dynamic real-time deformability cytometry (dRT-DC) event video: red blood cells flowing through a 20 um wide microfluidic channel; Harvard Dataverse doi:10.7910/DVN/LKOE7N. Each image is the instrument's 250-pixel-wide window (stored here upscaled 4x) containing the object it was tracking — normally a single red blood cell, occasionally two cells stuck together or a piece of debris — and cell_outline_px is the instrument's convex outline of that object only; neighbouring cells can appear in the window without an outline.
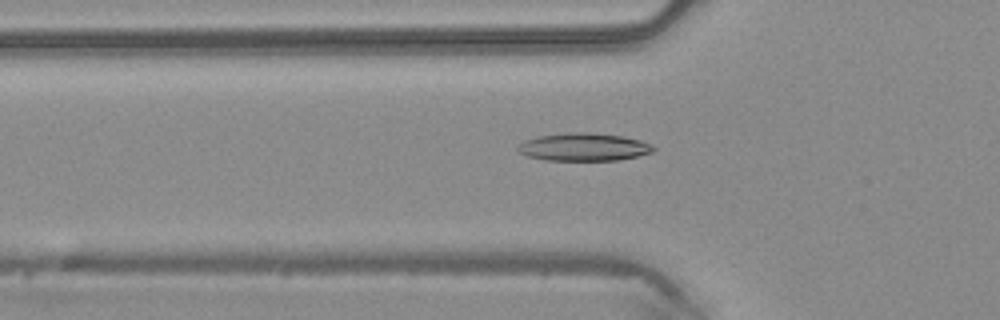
{"species": "common noctule bat (a hibernating species)", "species_latin": "Nyctalus noctula", "temperature_condition": "warm", "stored_images_in_passage": 49, "segment_of_instrument_passage": [1, 2], "camera_frame_rate_fps": 3000, "um_per_image_px": 0.085, "animal": {"sex": "male", "body_mass_g": 20.4}, "frame": {"image": 1, "passage_image": 16, "time_ms": 5.0, "image_size_px": [1000, 320], "cell_outline_px": [[656, 148], [652, 152], [620, 160], [544, 160], [528, 156], [520, 152], [516, 148], [524, 140], [540, 136], [568, 132], [592, 132], [624, 136], [640, 140], [652, 144]], "centroid_in_image_um": [49.64, 12.49], "position_along_channel_um": 76.2, "area_um2": 22.02}}
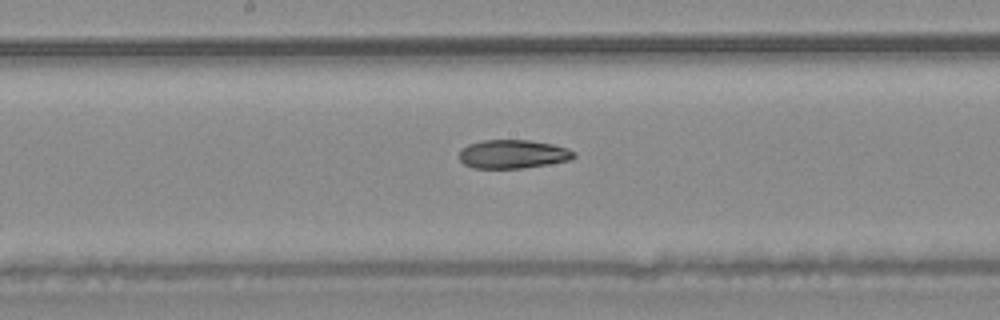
{"frame": {"image": 2, "passage_image": 25, "time_ms": 8.0, "image_size_px": [1000, 320], "cell_outline_px": [[576, 156], [572, 160], [524, 168], [472, 168], [464, 164], [460, 160], [460, 148], [468, 144], [484, 140], [528, 140], [552, 144], [568, 148], [576, 152]], "centroid_in_image_um": [43.62, 13.1], "position_along_channel_um": 204.6, "area_um2": 19.31}}
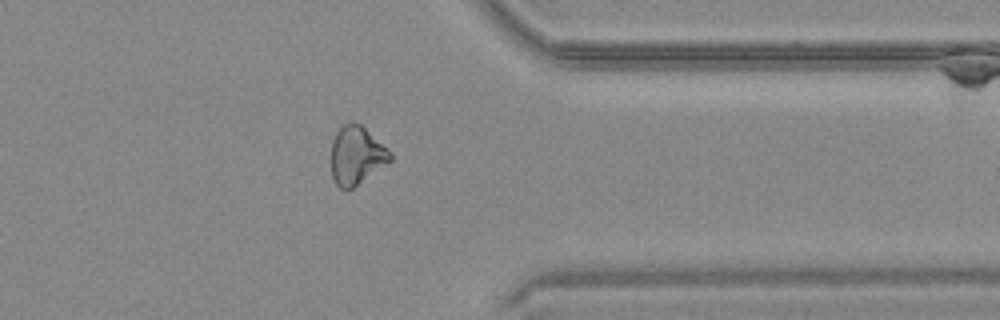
{"frame": {"image": 3, "passage_image": 38, "time_ms": 12.333, "image_size_px": [1000, 320], "cell_outline_px": [[392, 160], [352, 188], [340, 188], [336, 184], [332, 176], [332, 140], [336, 132], [344, 124], [360, 124], [388, 148], [392, 152]], "centroid_in_image_um": [30.31, 13.21], "position_along_channel_um": 381.1, "area_um2": 19.65}}